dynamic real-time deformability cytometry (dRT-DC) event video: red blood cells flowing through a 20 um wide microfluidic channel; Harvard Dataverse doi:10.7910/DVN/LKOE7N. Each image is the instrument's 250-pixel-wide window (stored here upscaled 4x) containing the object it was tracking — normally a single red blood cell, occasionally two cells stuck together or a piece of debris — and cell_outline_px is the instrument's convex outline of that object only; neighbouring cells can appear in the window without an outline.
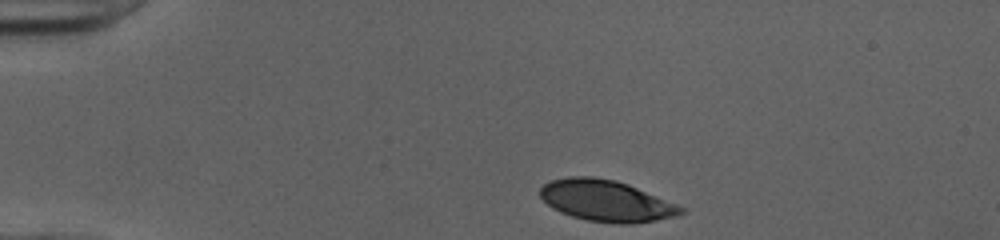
{"species": "human", "species_latin": "Homo sapiens", "temperature_condition": "cold", "stored_images_in_passage": 35, "camera_frame_rate_fps": 3000, "um_per_image_px": 0.085, "donor": {"sex": "female"}, "frame": {"image": 1, "passage_image": 1, "time_ms": 0.0, "image_size_px": [1000, 240], "cell_outline_px": [[684, 212], [676, 216], [656, 220], [628, 224], [620, 224], [588, 220], [572, 216], [560, 212], [552, 208], [540, 196], [540, 188], [544, 184], [552, 180], [568, 176], [592, 176], [616, 180], [628, 184], [676, 204], [684, 208]], "centroid_in_image_um": [51.5, 17.06], "position_along_channel_um": 33.5, "area_um2": 33.64}}
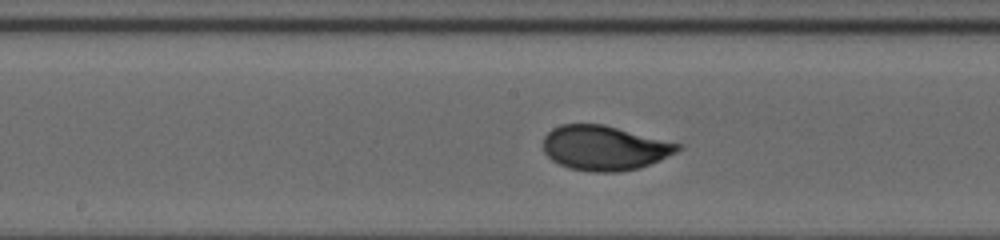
{"frame": {"image": 2, "passage_image": 18, "time_ms": 5.667, "image_size_px": [1000, 240], "cell_outline_px": [[684, 148], [660, 160], [640, 168], [620, 172], [592, 172], [568, 168], [552, 160], [544, 152], [544, 136], [552, 128], [560, 124], [604, 124], [684, 144]], "centroid_in_image_um": [51.42, 12.57], "position_along_channel_um": 196.8, "area_um2": 35.43}}
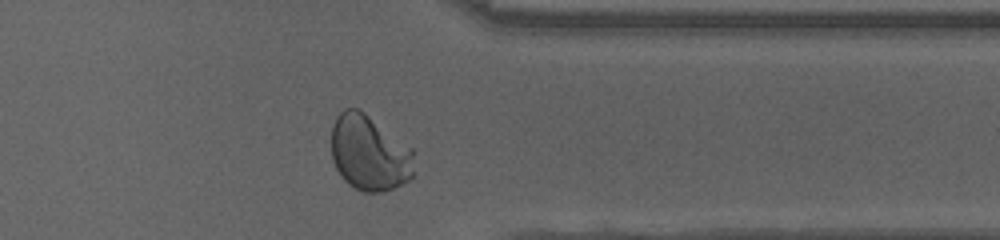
{"frame": {"image": 3, "passage_image": 32, "time_ms": 10.333, "image_size_px": [1000, 240], "cell_outline_px": [[412, 176], [408, 180], [384, 192], [364, 192], [348, 184], [344, 180], [336, 168], [332, 160], [332, 124], [336, 116], [344, 108], [356, 108], [364, 112], [412, 148]], "centroid_in_image_um": [31.35, 13.0], "position_along_channel_um": 380.0, "area_um2": 36.18}, "authors_computed_cell_mechanics": {"area_um2": 35.0268, "velocity_mm_per_s": 4.0064, "shape_relaxation_time_tau1_ms": 2.776, "shape_relaxation_time_tau2_ms": null, "deformation_change_tau1": 0.1714, "deformation_change_tau2": null}}